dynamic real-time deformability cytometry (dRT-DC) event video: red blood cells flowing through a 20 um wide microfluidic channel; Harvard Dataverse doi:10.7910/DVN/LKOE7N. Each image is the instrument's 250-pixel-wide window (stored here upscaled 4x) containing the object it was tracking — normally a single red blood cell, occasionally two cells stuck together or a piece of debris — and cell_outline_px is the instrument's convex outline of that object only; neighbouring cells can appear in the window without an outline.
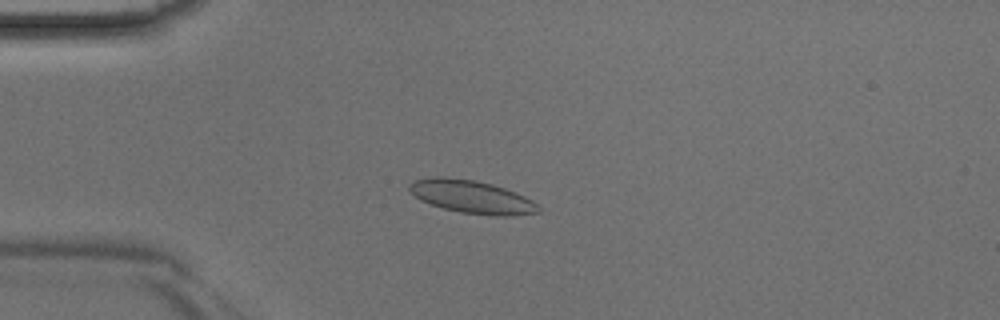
{"species": "Egyptian fruit bat (a non-hibernating species)", "species_latin": "Rousettus aegyptiacus", "temperature_condition": "room temperature", "stored_images_in_passage": 44, "camera_frame_rate_fps": 3000, "um_per_image_px": 0.085, "animal": {"sex": "male"}, "frame": {"image": 1, "passage_image": 11, "time_ms": 3.333, "image_size_px": [1000, 320], "cell_outline_px": [[540, 212], [512, 216], [492, 216], [460, 212], [444, 208], [420, 200], [408, 188], [408, 184], [416, 180], [436, 176], [444, 176], [472, 180], [492, 184], [504, 188], [524, 196], [532, 200], [540, 208]], "centroid_in_image_um": [40.11, 16.73], "position_along_channel_um": 44.9, "area_um2": 24.62}}
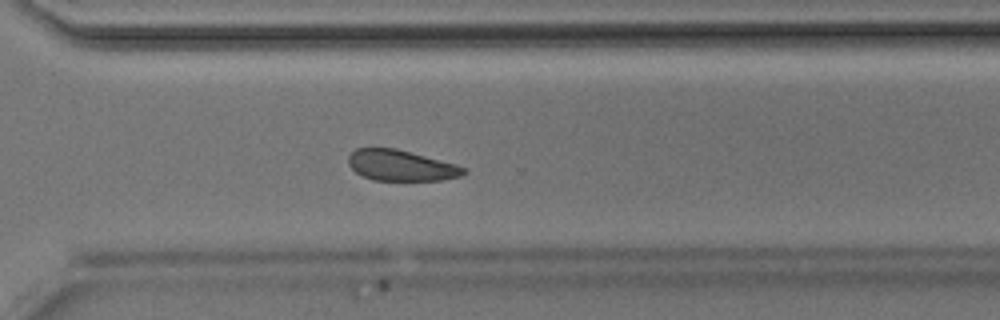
{"frame": {"image": 2, "passage_image": 32, "time_ms": 10.333, "image_size_px": [1000, 320], "cell_outline_px": [[468, 172], [464, 176], [444, 180], [372, 180], [360, 176], [348, 164], [348, 156], [356, 148], [396, 148], [456, 164], [468, 168]], "centroid_in_image_um": [34.12, 14.07], "position_along_channel_um": 336.5, "area_um2": 20.98}}
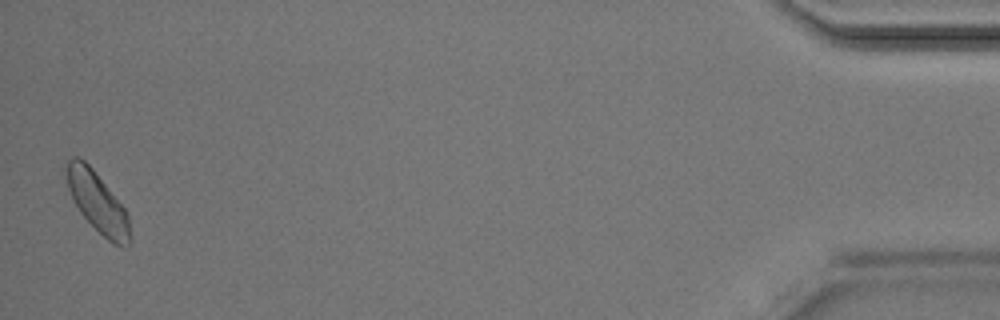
{"frame": {"image": 3, "passage_image": 44, "time_ms": 14.333, "image_size_px": [1000, 320], "cell_outline_px": [[128, 244], [116, 244], [108, 240], [80, 212], [72, 200], [68, 188], [64, 168], [68, 160], [72, 156], [76, 156], [84, 160], [92, 168], [124, 208], [128, 216]], "centroid_in_image_um": [8.2, 17.1], "position_along_channel_um": 427.0, "area_um2": 21.5}}